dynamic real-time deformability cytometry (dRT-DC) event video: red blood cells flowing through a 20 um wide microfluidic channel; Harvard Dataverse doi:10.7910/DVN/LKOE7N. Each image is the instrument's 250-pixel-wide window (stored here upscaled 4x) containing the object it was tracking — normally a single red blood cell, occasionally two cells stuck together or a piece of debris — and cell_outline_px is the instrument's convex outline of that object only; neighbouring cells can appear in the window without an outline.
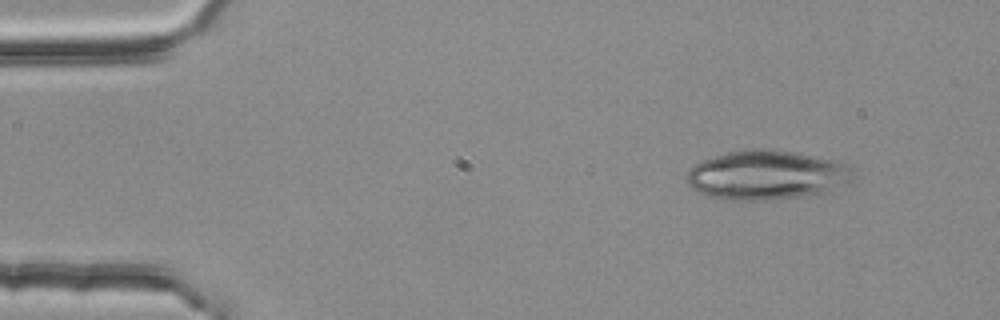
{"species": "common noctule bat (a hibernating species)", "species_latin": "Nyctalus noctula", "temperature_condition": "room temperature", "stored_images_in_passage": 2, "camera_frame_rate_fps": 3000, "um_per_image_px": 0.085, "animal": {"sex": "female", "body_mass_g": 25.1}, "frame": {"image": 1, "passage_image": 1, "time_ms": 0.0, "image_size_px": [1000, 320], "cell_outline_px": [[852, 168], [848, 184], [824, 196], [772, 200], [724, 200], [708, 196], [692, 188], [688, 184], [684, 176], [696, 164], [704, 160], [728, 152], [748, 148], [772, 148], [796, 152], [832, 160], [848, 164]], "centroid_in_image_um": [65.23, 14.91], "position_along_channel_um": 19.8, "area_um2": 48.84}}